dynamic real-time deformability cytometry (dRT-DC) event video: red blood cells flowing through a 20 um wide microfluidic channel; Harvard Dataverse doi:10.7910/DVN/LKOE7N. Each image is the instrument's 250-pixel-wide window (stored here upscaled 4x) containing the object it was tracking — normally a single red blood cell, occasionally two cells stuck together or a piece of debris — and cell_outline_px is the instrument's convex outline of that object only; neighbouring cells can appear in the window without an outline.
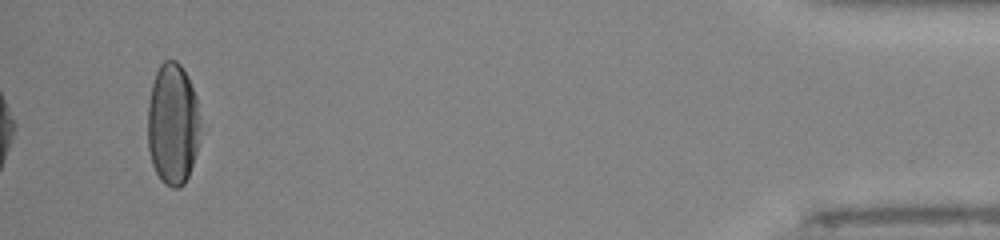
{"species": "human", "species_latin": "Homo sapiens", "temperature_condition": "room temperature", "stored_images_in_passage": 36, "camera_frame_rate_fps": 3000, "um_per_image_px": 0.085, "donor": {"sex": "male"}, "frame": {"image": 1, "passage_image": 36, "time_ms": 11.667, "image_size_px": [1000, 240], "cell_outline_px": [[200, 128], [196, 152], [188, 176], [184, 184], [180, 188], [172, 188], [164, 184], [160, 180], [152, 164], [148, 148], [148, 104], [152, 84], [156, 72], [160, 64], [164, 60], [176, 60], [180, 64], [196, 96], [200, 120]], "centroid_in_image_um": [14.67, 10.57], "position_along_channel_um": 420.5, "area_um2": 37.34}, "authors_computed_cell_mechanics": {"area_um2": 38.5815, "velocity_mm_per_s": 4.1359, "shape_relaxation_time_tau1_ms": 4.7702, "shape_relaxation_time_tau2_ms": null, "deformation_change_tau1": 0.2159, "deformation_change_tau2": null}}